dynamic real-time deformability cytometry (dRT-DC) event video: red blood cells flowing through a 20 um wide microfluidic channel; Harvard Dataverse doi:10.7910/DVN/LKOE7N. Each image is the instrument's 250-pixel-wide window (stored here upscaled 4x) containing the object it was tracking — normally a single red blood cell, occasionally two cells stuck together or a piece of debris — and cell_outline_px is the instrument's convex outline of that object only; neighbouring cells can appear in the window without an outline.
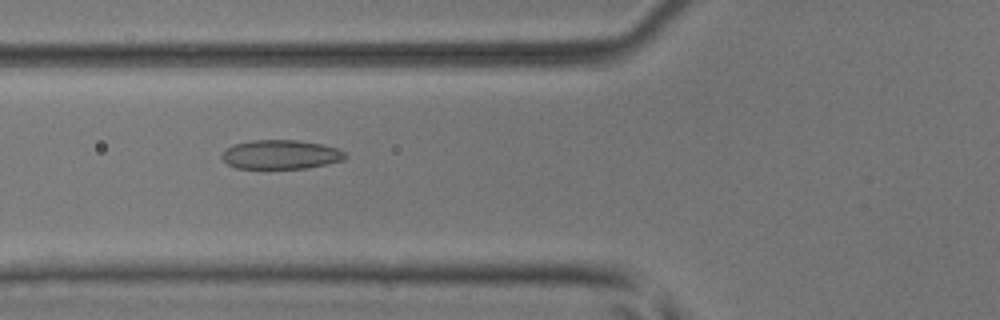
{"species": "common noctule bat (a hibernating species)", "species_latin": "Nyctalus noctula", "temperature_condition": "room temperature", "stored_images_in_passage": 40, "camera_frame_rate_fps": 3000, "um_per_image_px": 0.085, "animal": {"sex": "male", "body_mass_g": 17.9, "forearm_length_mm": 54.2}, "frame": {"image": 1, "passage_image": 7, "time_ms": 2.0, "image_size_px": [1000, 320], "cell_outline_px": [[348, 156], [344, 160], [308, 168], [236, 168], [228, 164], [220, 156], [232, 144], [252, 140], [296, 140], [320, 144], [336, 148], [344, 152]], "centroid_in_image_um": [23.86, 13.13], "position_along_channel_um": 101.9, "area_um2": 20.81}}
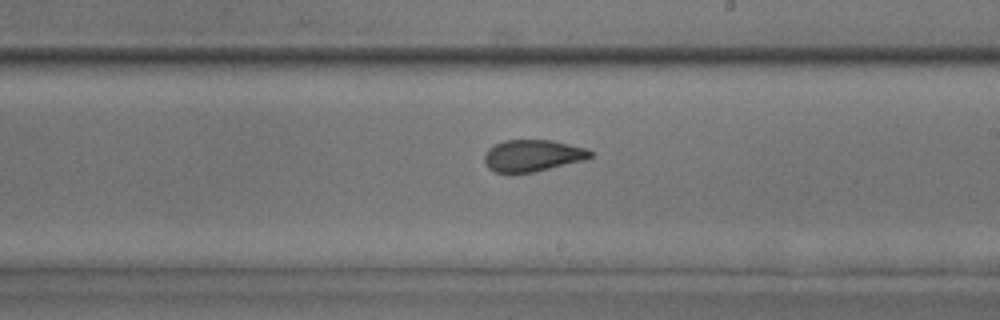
{"frame": {"image": 2, "passage_image": 18, "time_ms": 5.667, "image_size_px": [1000, 320], "cell_outline_px": [[592, 156], [584, 160], [532, 172], [512, 176], [496, 172], [488, 168], [484, 160], [484, 156], [488, 148], [504, 140], [552, 140], [584, 148], [592, 152]], "centroid_in_image_um": [45.2, 13.25], "position_along_channel_um": 243.8, "area_um2": 19.77}}
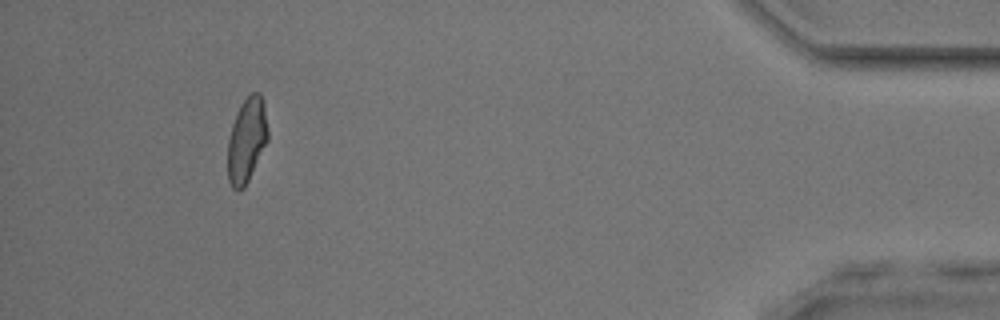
{"frame": {"image": 3, "passage_image": 36, "time_ms": 11.667, "image_size_px": [1000, 320], "cell_outline_px": [[268, 140], [244, 188], [240, 192], [236, 192], [232, 188], [228, 180], [228, 140], [232, 124], [240, 104], [252, 92], [260, 92], [264, 104], [268, 128]], "centroid_in_image_um": [20.97, 11.93], "position_along_channel_um": 414.2, "area_um2": 19.88}, "authors_computed_cell_mechanics": {"area_um2": 20.0566, "velocity_mm_per_s": 3.8779, "shape_relaxation_time_tau1_ms": 10.417, "shape_relaxation_time_tau2_ms": 1.3811, "deformation_change_tau1": 0.2204, "deformation_change_tau2": 0.0806}}